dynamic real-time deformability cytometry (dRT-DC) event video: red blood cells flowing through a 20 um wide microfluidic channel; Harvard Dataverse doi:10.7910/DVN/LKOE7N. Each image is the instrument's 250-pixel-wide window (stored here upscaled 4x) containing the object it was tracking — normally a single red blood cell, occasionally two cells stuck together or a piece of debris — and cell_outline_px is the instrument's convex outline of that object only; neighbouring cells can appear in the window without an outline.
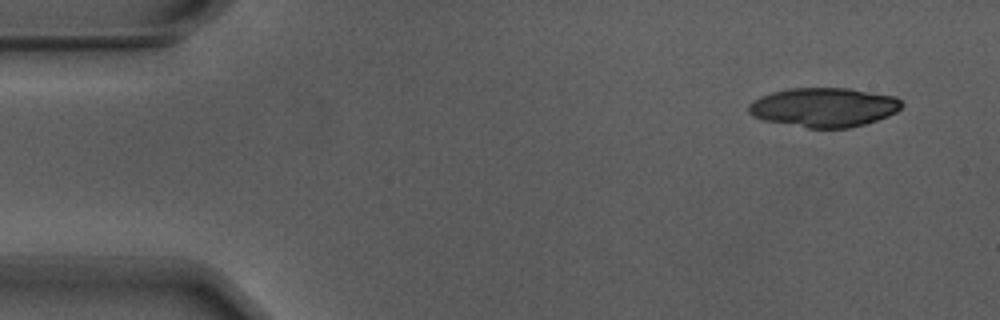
{"species": "Egyptian fruit bat (a non-hibernating species)", "species_latin": "Rousettus aegyptiacus", "temperature_condition": "warm", "stored_images_in_passage": 15, "camera_frame_rate_fps": 3000, "um_per_image_px": 0.085, "animal": {"sex": "male"}, "frame": {"image": 1, "passage_image": 1, "time_ms": 0.0, "image_size_px": [1000, 320], "cell_outline_px": [[904, 104], [896, 112], [888, 116], [864, 124], [848, 128], [808, 128], [764, 120], [752, 116], [748, 112], [748, 104], [752, 100], [760, 96], [772, 92], [788, 88], [848, 88], [896, 96]], "centroid_in_image_um": [70.01, 9.11], "position_along_channel_um": 15.0, "area_um2": 35.14}}